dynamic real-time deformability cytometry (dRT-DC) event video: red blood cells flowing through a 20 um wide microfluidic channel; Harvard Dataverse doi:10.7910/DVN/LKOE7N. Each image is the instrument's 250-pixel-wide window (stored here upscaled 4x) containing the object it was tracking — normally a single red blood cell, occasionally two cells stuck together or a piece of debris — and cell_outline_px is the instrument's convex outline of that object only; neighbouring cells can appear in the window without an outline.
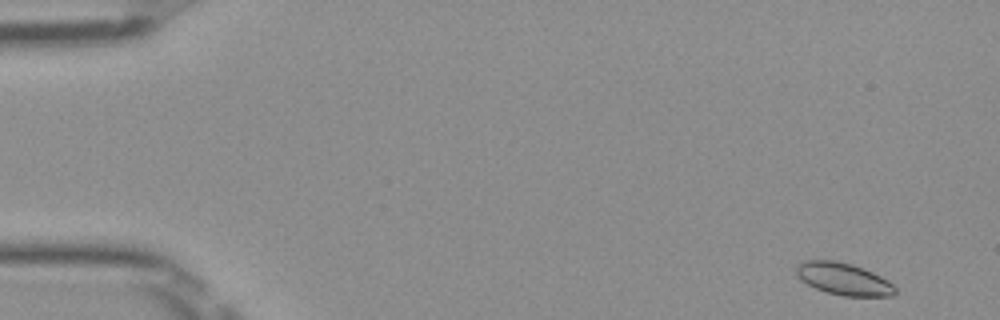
{"species": "Egyptian fruit bat (a non-hibernating species)", "species_latin": "Rousettus aegyptiacus", "temperature_condition": "room temperature", "stored_images_in_passage": 50, "camera_frame_rate_fps": 3000, "um_per_image_px": 0.085, "frame": {"image": 1, "passage_image": 2, "time_ms": 0.333, "image_size_px": [1000, 320], "cell_outline_px": [[896, 292], [892, 296], [844, 296], [828, 292], [816, 288], [808, 284], [796, 276], [796, 264], [804, 260], [836, 260], [852, 264], [872, 272], [880, 276], [892, 284], [896, 288]], "centroid_in_image_um": [71.67, 23.7], "position_along_channel_um": 13.3, "area_um2": 18.44}}
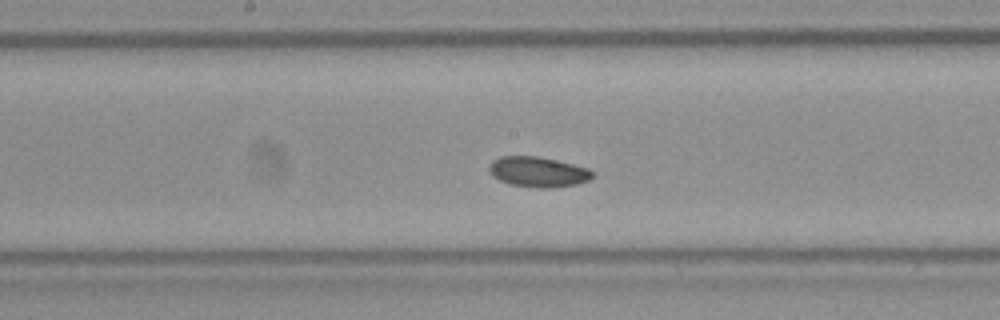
{"frame": {"image": 2, "passage_image": 26, "time_ms": 8.333, "image_size_px": [1000, 320], "cell_outline_px": [[596, 172], [588, 180], [576, 184], [552, 188], [540, 188], [508, 184], [492, 176], [488, 168], [488, 164], [492, 160], [500, 156], [540, 156], [588, 168]], "centroid_in_image_um": [45.71, 14.6], "position_along_channel_um": 202.5, "area_um2": 18.38}}
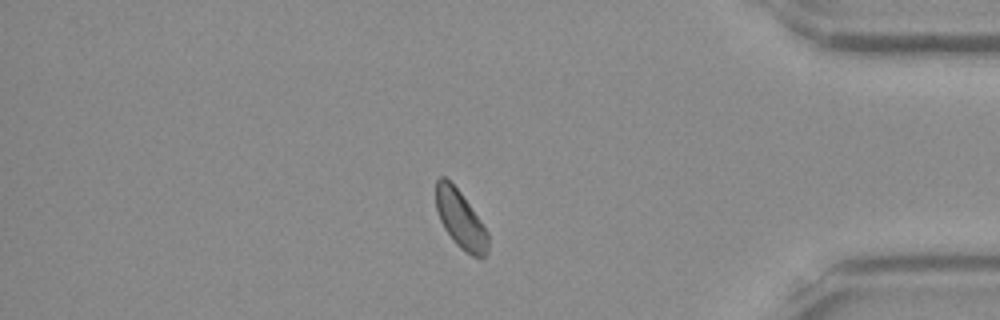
{"frame": {"image": 3, "passage_image": 43, "time_ms": 14.0, "image_size_px": [1000, 320], "cell_outline_px": [[488, 252], [480, 260], [464, 252], [452, 240], [444, 228], [440, 220], [436, 208], [436, 180], [440, 176], [444, 176], [460, 192], [480, 220], [488, 232]], "centroid_in_image_um": [39.15, 18.7], "position_along_channel_um": 396.1, "area_um2": 17.57}, "authors_computed_cell_mechanics": {"area_um2": 17.918, "velocity_mm_per_s": 3.9457, "shape_relaxation_time_tau1_ms": 3.2717, "shape_relaxation_time_tau2_ms": 6.8861, "deformation_change_tau1": 0.0505, "deformation_change_tau2": 0.0893}}